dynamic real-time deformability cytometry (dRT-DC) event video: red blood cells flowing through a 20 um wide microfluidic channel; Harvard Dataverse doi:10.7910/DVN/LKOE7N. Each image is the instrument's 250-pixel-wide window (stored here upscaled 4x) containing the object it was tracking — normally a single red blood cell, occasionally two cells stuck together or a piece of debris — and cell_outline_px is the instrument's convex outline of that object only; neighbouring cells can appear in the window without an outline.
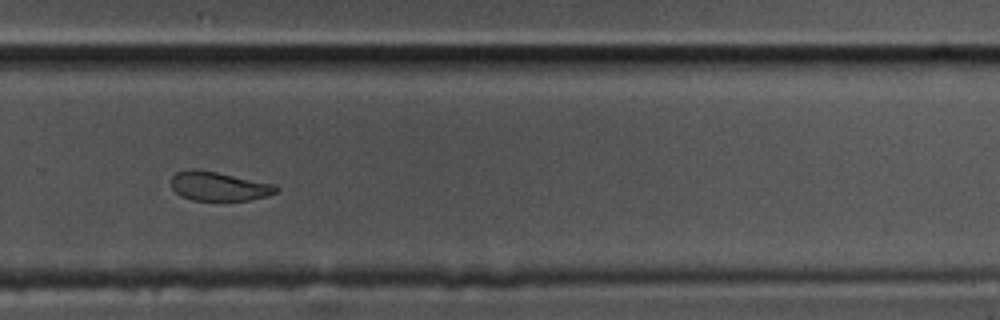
{"species": "common noctule bat (a hibernating species)", "species_latin": "Nyctalus noctula", "temperature_condition": "cold", "stored_images_in_passage": 41, "camera_frame_rate_fps": 3000, "um_per_image_px": 0.085, "animal": {"sex": "male", "body_mass_g": 17.5, "forearm_length_mm": 52.3}, "frame": {"image": 1, "passage_image": 24, "time_ms": 7.667, "image_size_px": [1000, 320], "cell_outline_px": [[280, 188], [276, 192], [264, 196], [248, 200], [192, 200], [180, 196], [172, 188], [172, 176], [176, 172], [188, 168], [196, 168], [276, 184]], "centroid_in_image_um": [18.57, 15.81], "position_along_channel_um": 311.2, "area_um2": 17.8}}
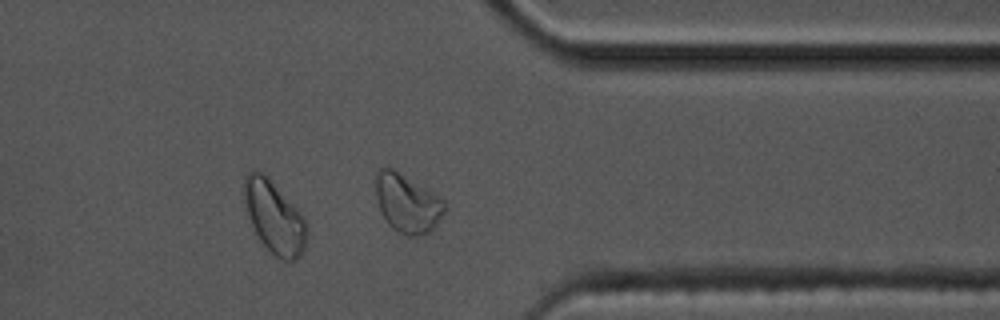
{"frame": {"image": 2, "passage_image": 30, "time_ms": 9.667, "image_size_px": [1000, 320], "cell_outline_px": [[448, 208], [436, 224], [428, 232], [420, 236], [408, 236], [396, 232], [388, 224], [380, 212], [376, 196], [376, 172], [380, 168], [392, 168], [432, 192], [444, 200]], "centroid_in_image_um": [34.61, 17.31], "position_along_channel_um": 376.8, "area_um2": 23.47}}
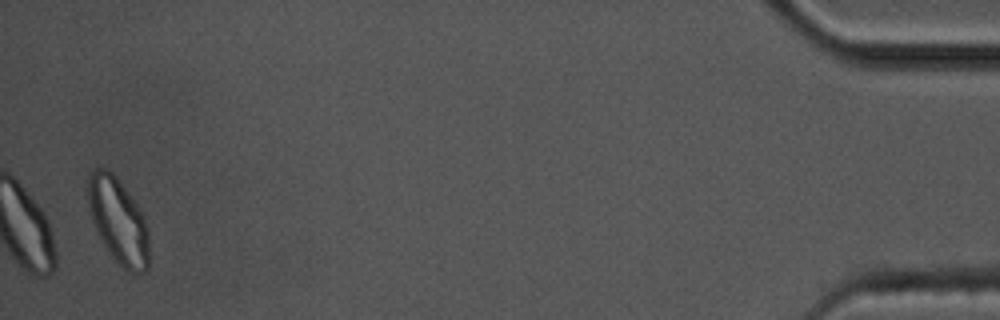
{"frame": {"image": 3, "passage_image": 41, "time_ms": 13.333, "image_size_px": [1000, 320], "cell_outline_px": [[148, 268], [144, 272], [132, 276], [116, 264], [104, 248], [92, 224], [88, 208], [88, 176], [96, 168], [108, 168], [112, 172], [128, 192], [144, 216], [148, 228]], "centroid_in_image_um": [10.04, 18.85], "position_along_channel_um": 425.2, "area_um2": 31.21}, "authors_computed_cell_mechanics": {"area_um2": 19.5942, "velocity_mm_per_s": 3.5585, "shape_relaxation_time_tau1_ms": 9.5384, "shape_relaxation_time_tau2_ms": 5.7417, "deformation_change_tau1": 0.2095, "deformation_change_tau2": 0.125}}